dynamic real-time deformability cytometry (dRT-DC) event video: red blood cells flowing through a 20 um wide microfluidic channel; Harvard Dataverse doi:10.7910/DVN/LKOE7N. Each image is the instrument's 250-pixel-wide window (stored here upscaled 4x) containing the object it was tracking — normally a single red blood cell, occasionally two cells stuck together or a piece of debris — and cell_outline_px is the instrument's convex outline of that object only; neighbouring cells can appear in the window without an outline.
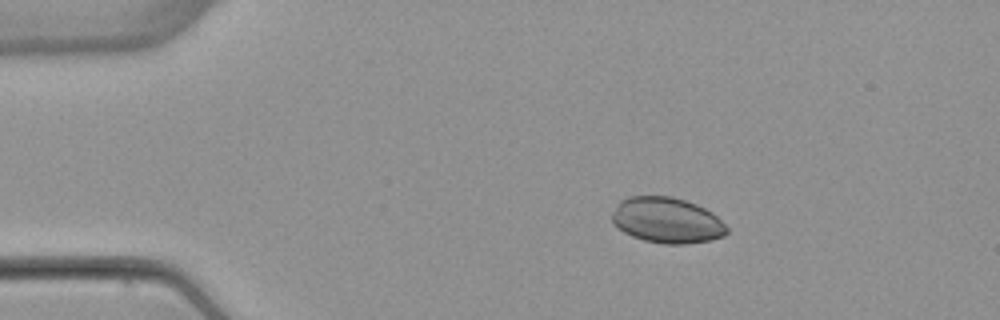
{"species": "common noctule bat (a hibernating species)", "species_latin": "Nyctalus noctula", "temperature_condition": "warm", "stored_images_in_passage": 44, "camera_frame_rate_fps": 3000, "um_per_image_px": 0.085, "animal": {"sex": "female", "body_mass_g": 22.7, "forearm_length_mm": 54.2}, "frame": {"image": 1, "passage_image": 1, "time_ms": 0.0, "image_size_px": [1000, 320], "cell_outline_px": [[728, 232], [724, 236], [712, 240], [684, 244], [664, 244], [644, 240], [632, 236], [616, 228], [612, 224], [612, 212], [616, 204], [620, 200], [628, 196], [672, 196], [696, 204], [712, 212], [728, 228]], "centroid_in_image_um": [56.66, 18.72], "position_along_channel_um": 28.3, "area_um2": 30.81}}
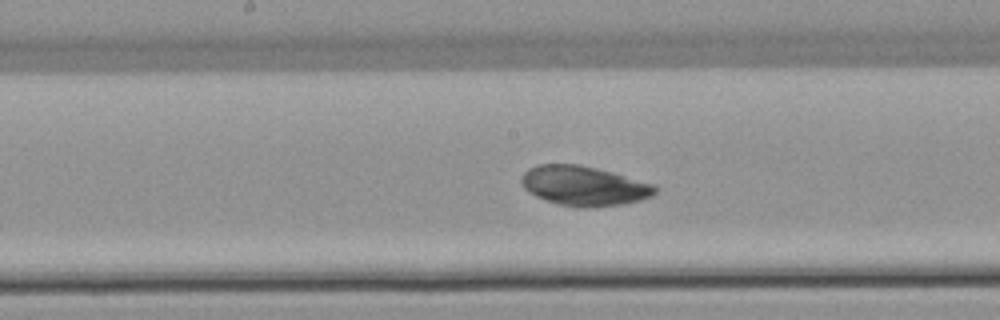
{"frame": {"image": 2, "passage_image": 19, "time_ms": 6.0, "image_size_px": [1000, 320], "cell_outline_px": [[660, 188], [652, 196], [640, 200], [624, 204], [584, 208], [576, 208], [560, 204], [536, 196], [528, 192], [524, 188], [520, 180], [520, 176], [528, 168], [536, 164], [580, 164], [612, 172], [656, 184]], "centroid_in_image_um": [49.65, 15.79], "position_along_channel_um": 198.5, "area_um2": 31.21}}
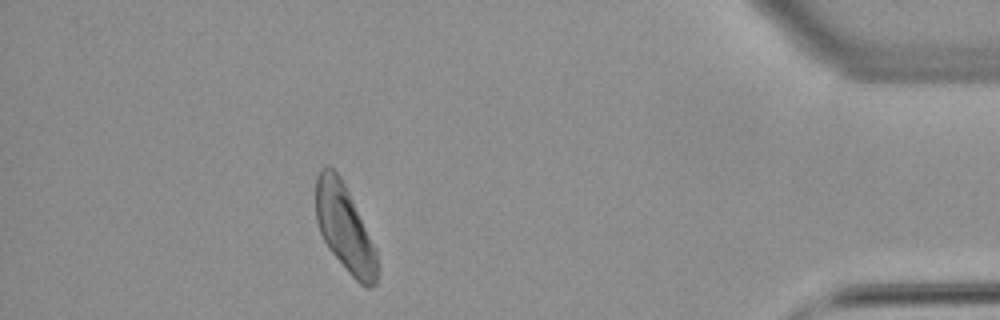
{"frame": {"image": 3, "passage_image": 39, "time_ms": 12.667, "image_size_px": [1000, 320], "cell_outline_px": [[376, 284], [372, 288], [364, 288], [348, 272], [328, 248], [320, 232], [316, 220], [316, 176], [320, 168], [328, 164], [340, 176], [376, 248]], "centroid_in_image_um": [29.27, 19.38], "position_along_channel_um": 405.9, "area_um2": 30.81}}